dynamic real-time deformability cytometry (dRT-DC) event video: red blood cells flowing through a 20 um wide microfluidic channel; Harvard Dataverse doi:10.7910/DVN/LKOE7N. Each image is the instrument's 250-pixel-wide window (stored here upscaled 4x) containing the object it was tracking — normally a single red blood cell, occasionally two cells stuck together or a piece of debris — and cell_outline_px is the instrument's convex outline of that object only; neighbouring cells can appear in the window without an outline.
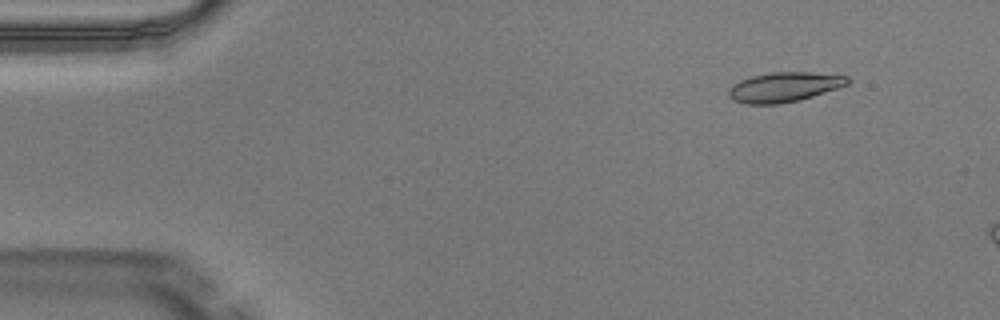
{"species": "Egyptian fruit bat (a non-hibernating species)", "species_latin": "Rousettus aegyptiacus", "temperature_condition": "warm", "stored_images_in_passage": 5, "camera_frame_rate_fps": 3000, "um_per_image_px": 0.085, "animal": {"sex": "male"}, "frame": {"image": 1, "passage_image": 2, "time_ms": 0.333, "image_size_px": [1000, 320], "cell_outline_px": [[852, 80], [848, 84], [800, 100], [780, 104], [744, 104], [732, 100], [728, 96], [728, 88], [732, 84], [740, 80], [752, 76], [772, 72], [812, 72], [848, 76]], "centroid_in_image_um": [66.62, 7.4], "position_along_channel_um": 18.4, "area_um2": 20.75}}